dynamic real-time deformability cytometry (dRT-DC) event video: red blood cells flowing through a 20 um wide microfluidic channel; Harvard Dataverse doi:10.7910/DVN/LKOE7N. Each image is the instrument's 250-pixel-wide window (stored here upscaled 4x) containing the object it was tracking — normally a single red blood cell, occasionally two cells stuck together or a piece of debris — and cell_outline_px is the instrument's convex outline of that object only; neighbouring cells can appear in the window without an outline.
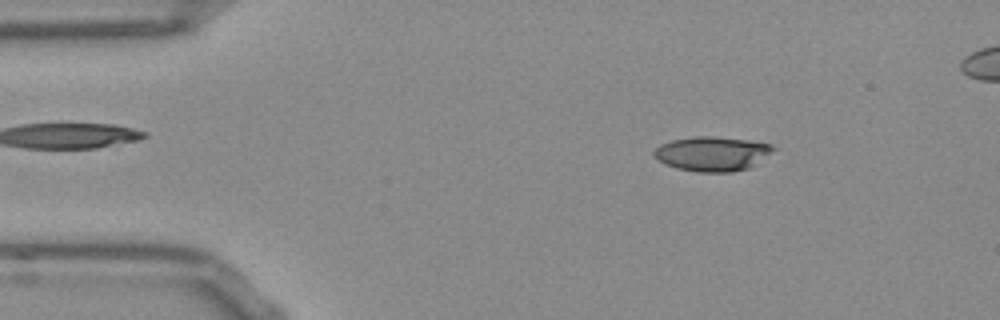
{"species": "Egyptian fruit bat (a non-hibernating species)", "species_latin": "Rousettus aegyptiacus", "temperature_condition": "room temperature", "stored_images_in_passage": 50, "camera_frame_rate_fps": 3000, "um_per_image_px": 0.085, "frame": {"image": 1, "passage_image": 7, "time_ms": 2.0, "image_size_px": [1000, 320], "cell_outline_px": [[776, 148], [756, 164], [748, 168], [732, 172], [700, 172], [676, 168], [660, 160], [652, 152], [660, 144], [672, 140], [696, 136], [712, 136], [748, 140], [772, 144]], "centroid_in_image_um": [60.56, 13.06], "position_along_channel_um": 24.4, "area_um2": 23.76}}
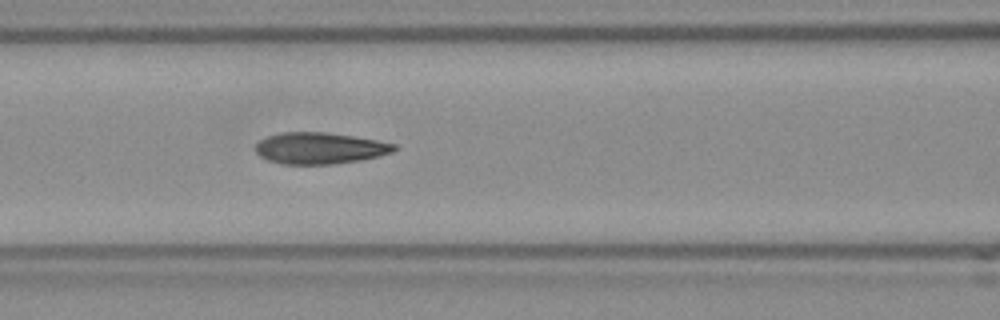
{"frame": {"image": 2, "passage_image": 21, "time_ms": 6.667, "image_size_px": [1000, 320], "cell_outline_px": [[396, 148], [392, 152], [380, 156], [360, 160], [336, 164], [284, 164], [268, 160], [260, 156], [256, 152], [256, 144], [260, 140], [268, 136], [284, 132], [324, 132], [352, 136], [376, 140], [396, 144]], "centroid_in_image_um": [27.18, 12.6], "position_along_channel_um": 139.4, "area_um2": 25.26}}
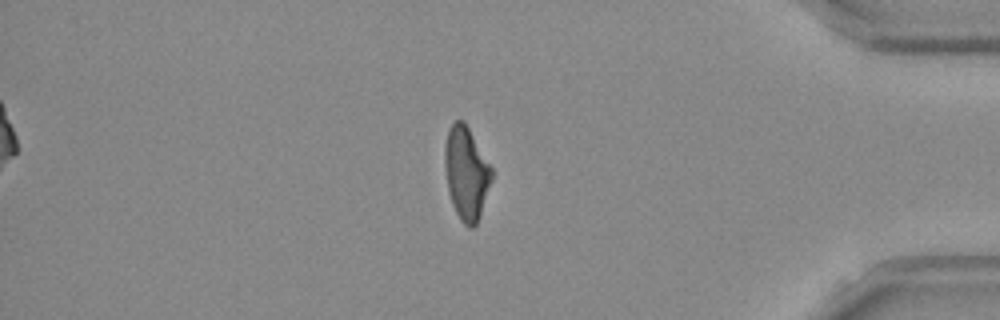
{"frame": {"image": 3, "passage_image": 44, "time_ms": 14.333, "image_size_px": [1000, 320], "cell_outline_px": [[492, 180], [480, 216], [476, 224], [472, 228], [468, 228], [460, 220], [452, 204], [448, 192], [444, 164], [444, 148], [448, 128], [456, 120], [464, 120], [492, 168]], "centroid_in_image_um": [39.62, 14.72], "position_along_channel_um": 395.6, "area_um2": 25.49}, "authors_computed_cell_mechanics": {"area_um2": 25.3164, "velocity_mm_per_s": 3.8004, "shape_relaxation_time_tau1_ms": 5.5239, "shape_relaxation_time_tau2_ms": 1.6955, "deformation_change_tau1": 0.188, "deformation_change_tau2": 0.0938}}